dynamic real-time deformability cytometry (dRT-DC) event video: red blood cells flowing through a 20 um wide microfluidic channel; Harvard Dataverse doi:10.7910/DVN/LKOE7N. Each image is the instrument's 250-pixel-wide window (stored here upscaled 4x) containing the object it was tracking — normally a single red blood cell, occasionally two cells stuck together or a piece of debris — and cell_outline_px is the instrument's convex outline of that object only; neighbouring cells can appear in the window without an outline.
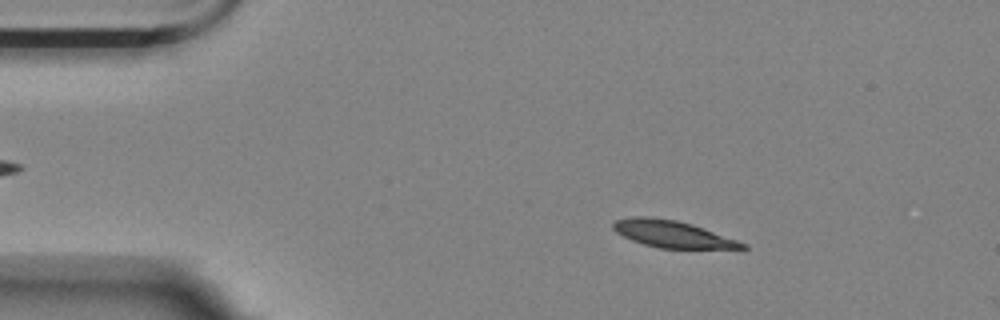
{"species": "Egyptian fruit bat (a non-hibernating species)", "species_latin": "Rousettus aegyptiacus", "temperature_condition": "room temperature", "stored_images_in_passage": 12, "camera_frame_rate_fps": 3000, "um_per_image_px": 0.085, "animal": {"sex": "female"}, "frame": {"image": 1, "passage_image": 8, "time_ms": 2.333, "image_size_px": [1000, 320], "cell_outline_px": [[748, 248], [660, 248], [644, 244], [632, 240], [616, 232], [612, 228], [612, 224], [616, 220], [632, 216], [652, 216], [676, 220], [692, 224], [748, 244]], "centroid_in_image_um": [57.12, 19.88], "position_along_channel_um": 27.9, "area_um2": 20.06}}